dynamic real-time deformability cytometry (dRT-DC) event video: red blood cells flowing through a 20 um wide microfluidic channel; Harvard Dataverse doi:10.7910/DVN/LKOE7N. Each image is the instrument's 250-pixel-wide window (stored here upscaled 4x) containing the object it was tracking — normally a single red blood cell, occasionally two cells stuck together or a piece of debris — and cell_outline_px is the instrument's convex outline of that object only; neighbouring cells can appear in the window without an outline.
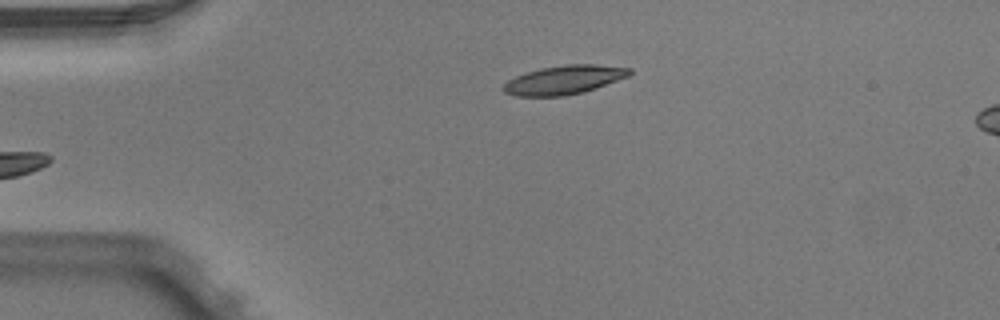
{"species": "Egyptian fruit bat (a non-hibernating species)", "species_latin": "Rousettus aegyptiacus", "temperature_condition": "warm", "stored_images_in_passage": 4, "camera_frame_rate_fps": 3000, "um_per_image_px": 0.085, "animal": {"sex": "male"}, "frame": {"image": 1, "passage_image": 4, "time_ms": 1.0, "image_size_px": [1000, 320], "cell_outline_px": [[632, 72], [628, 76], [596, 88], [584, 92], [564, 96], [516, 96], [504, 92], [500, 88], [508, 80], [516, 76], [540, 68], [568, 64], [596, 64], [632, 68]], "centroid_in_image_um": [47.94, 6.79], "position_along_channel_um": 37.1, "area_um2": 21.21}}